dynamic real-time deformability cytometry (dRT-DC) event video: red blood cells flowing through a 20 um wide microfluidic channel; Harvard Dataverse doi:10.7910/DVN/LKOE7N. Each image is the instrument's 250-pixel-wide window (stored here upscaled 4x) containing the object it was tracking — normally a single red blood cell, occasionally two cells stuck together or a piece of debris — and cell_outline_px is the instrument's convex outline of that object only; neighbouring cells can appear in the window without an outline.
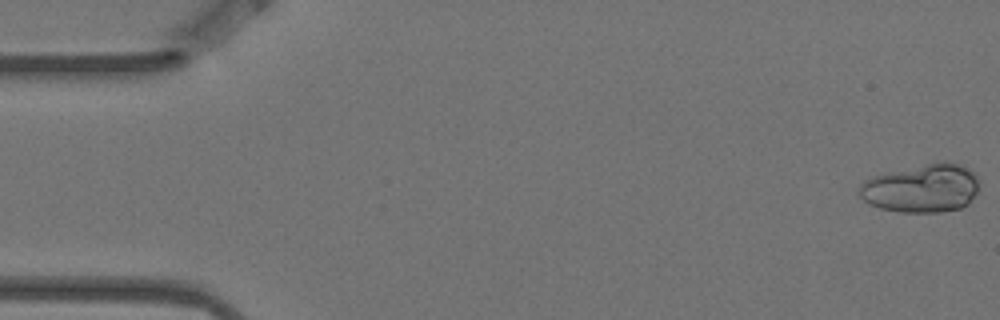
{"species": "Egyptian fruit bat (a non-hibernating species)", "species_latin": "Rousettus aegyptiacus", "temperature_condition": "warm", "stored_images_in_passage": 5, "camera_frame_rate_fps": 3000, "um_per_image_px": 0.085, "animal": {"sex": "female"}, "frame": {"image": 1, "passage_image": 1, "time_ms": 0.0, "image_size_px": [1000, 320], "cell_outline_px": [[980, 180], [976, 192], [968, 204], [960, 208], [940, 212], [896, 212], [880, 208], [868, 204], [856, 192], [860, 184], [864, 180], [872, 176], [888, 172], [944, 160], [960, 164], [968, 168]], "centroid_in_image_um": [78.32, 16.0], "position_along_channel_um": 6.7, "area_um2": 34.1}}